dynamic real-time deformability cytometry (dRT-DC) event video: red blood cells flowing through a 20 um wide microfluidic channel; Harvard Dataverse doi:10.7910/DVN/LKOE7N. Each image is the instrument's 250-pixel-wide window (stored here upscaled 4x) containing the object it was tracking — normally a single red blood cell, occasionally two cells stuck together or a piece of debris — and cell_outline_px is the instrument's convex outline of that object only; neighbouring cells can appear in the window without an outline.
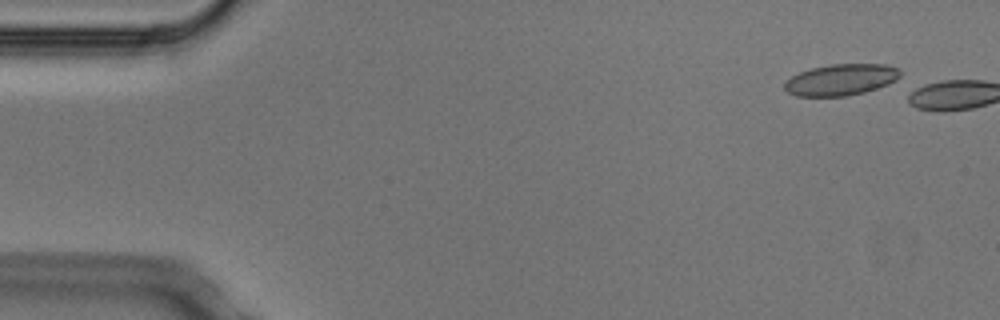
{"species": "Egyptian fruit bat (a non-hibernating species)", "species_latin": "Rousettus aegyptiacus", "temperature_condition": "cold", "stored_images_in_passage": 3, "camera_frame_rate_fps": 3000, "um_per_image_px": 0.085, "animal": {"sex": "male"}, "frame": {"image": 1, "passage_image": 2, "time_ms": 0.333, "image_size_px": [1000, 320], "cell_outline_px": [[900, 76], [896, 80], [888, 84], [864, 92], [844, 96], [796, 96], [788, 92], [784, 88], [784, 84], [792, 76], [800, 72], [812, 68], [832, 64], [888, 64], [896, 68], [900, 72]], "centroid_in_image_um": [71.48, 6.77], "position_along_channel_um": 13.5, "area_um2": 20.92}}